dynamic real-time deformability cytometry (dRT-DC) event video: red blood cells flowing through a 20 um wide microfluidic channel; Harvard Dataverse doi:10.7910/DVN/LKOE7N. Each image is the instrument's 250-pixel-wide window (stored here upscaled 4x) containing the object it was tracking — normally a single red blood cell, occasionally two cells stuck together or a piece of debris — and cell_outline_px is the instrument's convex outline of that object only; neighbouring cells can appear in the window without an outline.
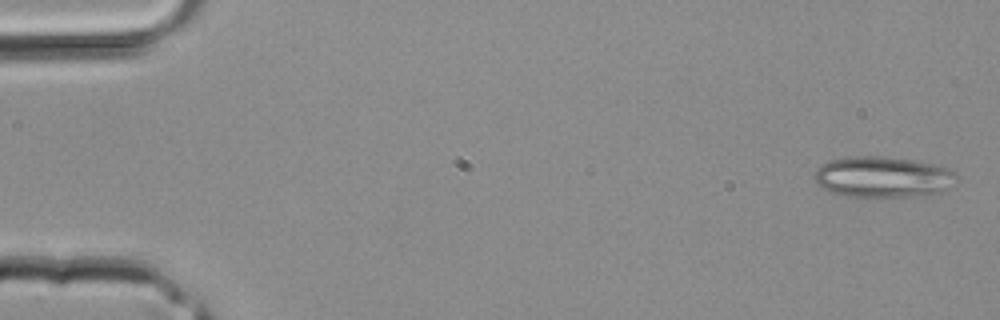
{"species": "common noctule bat (a hibernating species)", "species_latin": "Nyctalus noctula", "temperature_condition": "room temperature", "stored_images_in_passage": 12, "camera_frame_rate_fps": 3000, "um_per_image_px": 0.085, "animal": {"sex": "male", "body_mass_g": 20.4}, "frame": {"image": 1, "passage_image": 1, "time_ms": 0.0, "image_size_px": [1000, 320], "cell_outline_px": [[956, 176], [948, 188], [940, 192], [924, 196], [844, 196], [820, 188], [816, 184], [812, 176], [816, 168], [832, 160], [852, 156], [884, 156], [932, 164], [948, 168], [956, 172]], "centroid_in_image_um": [74.99, 15.05], "position_along_channel_um": 10.0, "area_um2": 33.76}}